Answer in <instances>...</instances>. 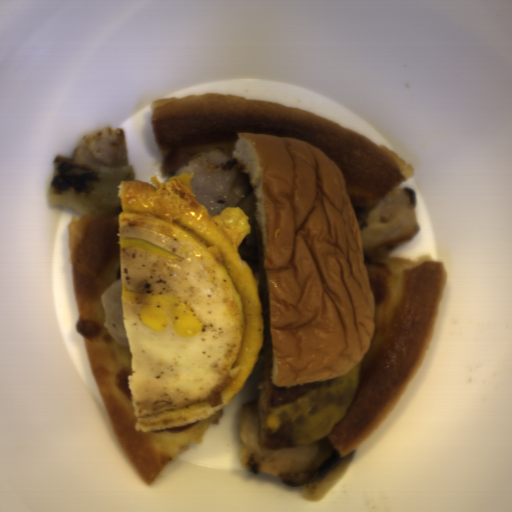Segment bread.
I'll use <instances>...</instances> for the list:
<instances>
[{
	"label": "bread",
	"mask_w": 512,
	"mask_h": 512,
	"mask_svg": "<svg viewBox=\"0 0 512 512\" xmlns=\"http://www.w3.org/2000/svg\"><path fill=\"white\" fill-rule=\"evenodd\" d=\"M261 239L254 274L239 247L252 223L239 206L210 215L191 179L118 184L120 290L134 430L196 423L247 382L264 346L270 378L292 387L346 375L375 336L376 303L345 177L298 138L238 133Z\"/></svg>",
	"instance_id": "obj_1"
}]
</instances>
